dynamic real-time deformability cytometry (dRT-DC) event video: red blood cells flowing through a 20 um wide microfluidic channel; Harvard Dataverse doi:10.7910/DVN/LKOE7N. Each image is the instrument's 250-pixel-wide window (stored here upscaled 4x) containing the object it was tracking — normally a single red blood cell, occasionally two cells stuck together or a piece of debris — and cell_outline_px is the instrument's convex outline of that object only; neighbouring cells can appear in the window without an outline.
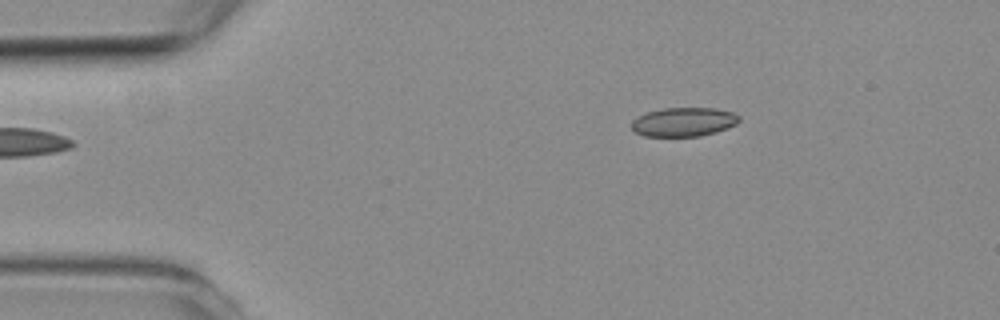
{"species": "common noctule bat (a hibernating species)", "species_latin": "Nyctalus noctula", "temperature_condition": "room temperature", "stored_images_in_passage": 2, "camera_frame_rate_fps": 3000, "um_per_image_px": 0.085, "animal": {"sex": "female", "body_mass_g": 19.3, "forearm_length_mm": 54.1}, "frame": {"image": 1, "passage_image": 1, "time_ms": 0.0, "image_size_px": [1000, 320], "cell_outline_px": [[740, 120], [736, 124], [716, 132], [700, 136], [644, 136], [636, 132], [632, 128], [632, 120], [648, 112], [664, 108], [712, 108], [732, 112], [740, 116]], "centroid_in_image_um": [58.13, 10.37], "position_along_channel_um": 26.9, "area_um2": 17.98}}